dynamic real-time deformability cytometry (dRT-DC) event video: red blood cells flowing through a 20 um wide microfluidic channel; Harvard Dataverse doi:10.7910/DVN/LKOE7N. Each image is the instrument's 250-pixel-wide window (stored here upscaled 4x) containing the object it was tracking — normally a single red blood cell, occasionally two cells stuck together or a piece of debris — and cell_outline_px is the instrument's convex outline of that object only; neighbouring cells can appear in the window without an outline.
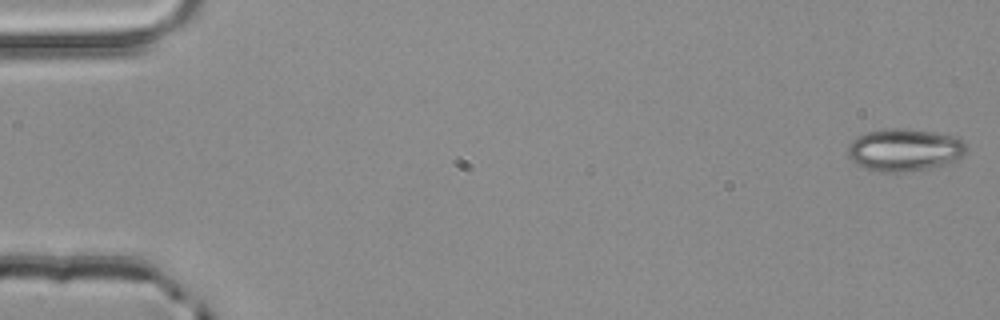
{"species": "common noctule bat (a hibernating species)", "species_latin": "Nyctalus noctula", "temperature_condition": "room temperature", "stored_images_in_passage": 4, "camera_frame_rate_fps": 3000, "um_per_image_px": 0.085, "animal": {"sex": "male", "body_mass_g": 20.4}, "frame": {"image": 1, "passage_image": 1, "time_ms": 0.0, "image_size_px": [1000, 320], "cell_outline_px": [[968, 152], [956, 160], [924, 168], [900, 172], [884, 172], [864, 168], [856, 164], [848, 156], [848, 144], [856, 136], [868, 132], [884, 128], [904, 128], [932, 132], [956, 136], [968, 148]], "centroid_in_image_um": [76.84, 12.72], "position_along_channel_um": 8.2, "area_um2": 29.13}}